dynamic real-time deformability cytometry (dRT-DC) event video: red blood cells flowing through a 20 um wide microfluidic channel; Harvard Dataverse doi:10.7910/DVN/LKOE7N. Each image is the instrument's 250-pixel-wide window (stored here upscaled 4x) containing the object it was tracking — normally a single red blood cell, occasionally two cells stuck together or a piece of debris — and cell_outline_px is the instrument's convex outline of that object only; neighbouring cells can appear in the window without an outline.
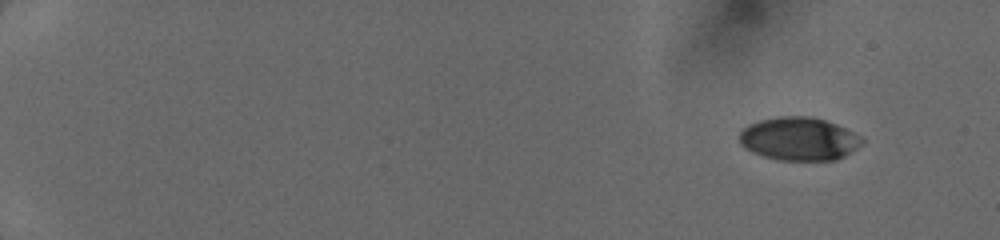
{"species": "human", "species_latin": "Homo sapiens", "temperature_condition": "cold", "stored_images_in_passage": 35, "camera_frame_rate_fps": 3000, "um_per_image_px": 0.085, "donor": {"sex": "female"}, "frame": {"image": 1, "passage_image": 1, "time_ms": 0.0, "image_size_px": [1000, 240], "cell_outline_px": [[864, 144], [844, 156], [836, 160], [780, 160], [764, 156], [752, 152], [740, 144], [740, 128], [748, 124], [760, 120], [776, 116], [812, 116], [836, 124], [860, 136], [864, 140]], "centroid_in_image_um": [67.9, 11.79], "position_along_channel_um": 17.1, "area_um2": 30.98}}
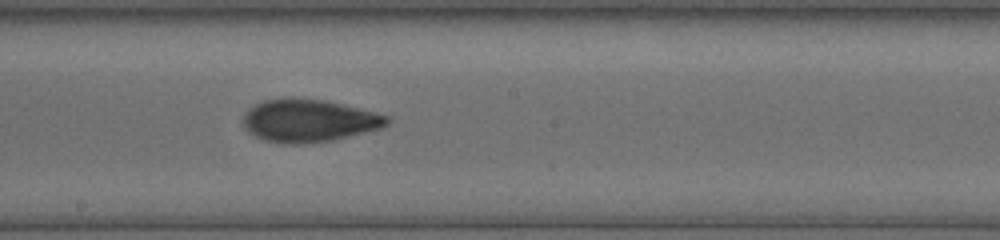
{"frame": {"image": 2, "passage_image": 16, "time_ms": 9.0, "image_size_px": [1000, 240], "cell_outline_px": [[392, 120], [388, 124], [380, 128], [332, 140], [304, 144], [288, 144], [264, 140], [248, 132], [244, 128], [244, 112], [248, 108], [264, 100], [280, 96], [292, 96], [324, 100], [376, 112], [388, 116]], "centroid_in_image_um": [26.22, 10.23], "position_along_channel_um": 222.0, "area_um2": 36.13}}
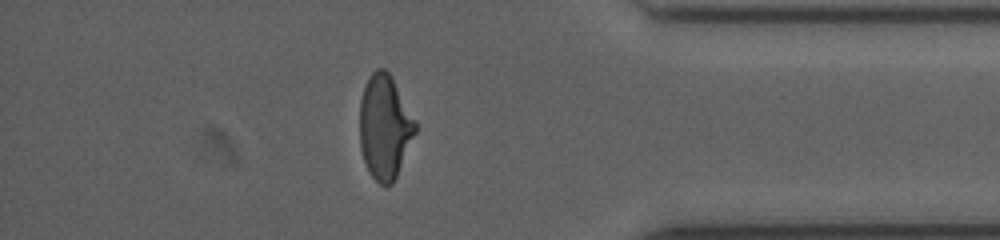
{"frame": {"image": 3, "passage_image": 30, "time_ms": 13.667, "image_size_px": [1000, 240], "cell_outline_px": [[416, 132], [396, 176], [392, 184], [380, 184], [372, 176], [364, 160], [360, 148], [360, 100], [368, 76], [376, 68], [384, 68], [392, 76], [416, 120]], "centroid_in_image_um": [32.7, 10.74], "position_along_channel_um": 402.5, "area_um2": 33.64}}